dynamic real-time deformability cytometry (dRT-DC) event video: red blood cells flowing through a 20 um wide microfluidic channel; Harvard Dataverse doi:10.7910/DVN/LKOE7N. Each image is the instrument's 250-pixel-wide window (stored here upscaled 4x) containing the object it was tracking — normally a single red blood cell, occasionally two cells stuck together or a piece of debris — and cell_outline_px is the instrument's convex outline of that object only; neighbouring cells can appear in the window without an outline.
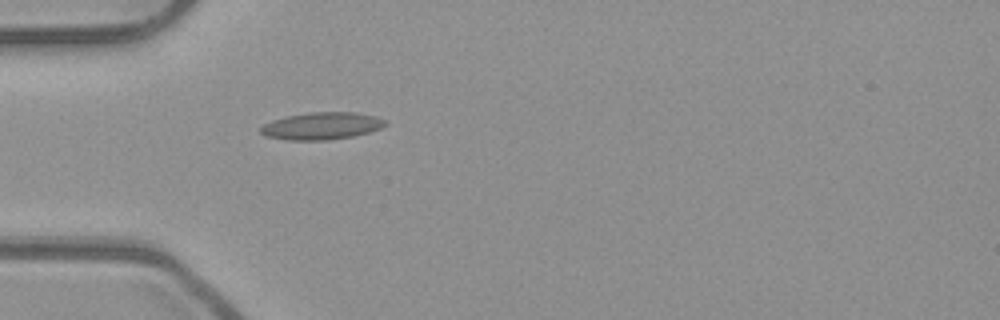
{"species": "common noctule bat (a hibernating species)", "species_latin": "Nyctalus noctula", "temperature_condition": "room temperature", "stored_images_in_passage": 32, "camera_frame_rate_fps": 3000, "um_per_image_px": 0.085, "animal": {"sex": "male", "body_mass_g": 23.1, "forearm_length_mm": 52.7}, "frame": {"image": 1, "passage_image": 1, "time_ms": 0.0, "image_size_px": [1000, 320], "cell_outline_px": [[388, 124], [380, 128], [368, 132], [352, 136], [328, 140], [288, 140], [264, 136], [260, 132], [260, 128], [264, 124], [272, 120], [288, 116], [308, 112], [356, 112], [376, 116], [388, 120]], "centroid_in_image_um": [27.36, 10.7], "position_along_channel_um": 57.6, "area_um2": 19.88}}
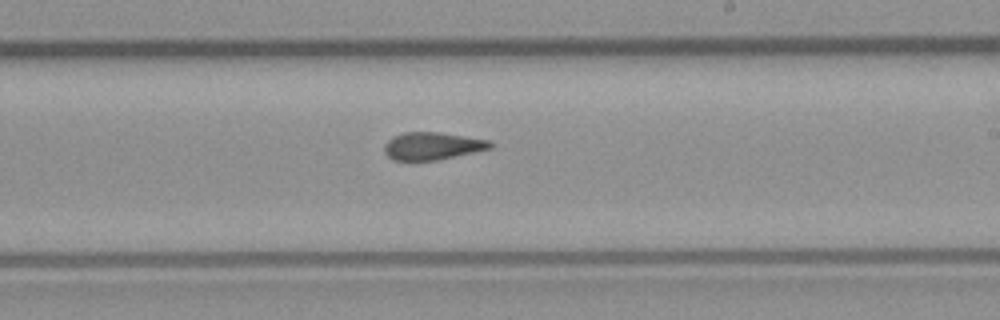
{"frame": {"image": 2, "passage_image": 16, "time_ms": 5.0, "image_size_px": [1000, 320], "cell_outline_px": [[492, 148], [436, 160], [392, 160], [384, 152], [384, 144], [392, 136], [404, 132], [440, 132], [488, 140], [492, 144]], "centroid_in_image_um": [36.7, 12.4], "position_along_channel_um": 252.3, "area_um2": 16.88}}
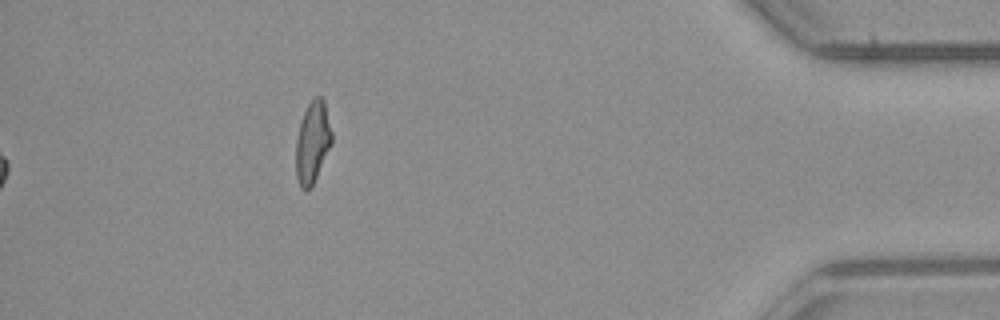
{"frame": {"image": 3, "passage_image": 32, "time_ms": 10.333, "image_size_px": [1000, 320], "cell_outline_px": [[332, 144], [312, 184], [304, 192], [300, 188], [296, 176], [296, 140], [300, 124], [304, 112], [308, 104], [316, 96], [320, 96], [324, 100], [332, 132]], "centroid_in_image_um": [26.56, 12.09], "position_along_channel_um": 408.6, "area_um2": 16.88}, "authors_computed_cell_mechanics": {"area_um2": 17.4556, "velocity_mm_per_s": 3.9728, "shape_relaxation_time_tau1_ms": null, "shape_relaxation_time_tau2_ms": 2.4, "deformation_change_tau1": null, "deformation_change_tau2": 0.1053}}